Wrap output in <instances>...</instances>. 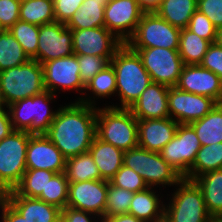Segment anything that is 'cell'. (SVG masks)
<instances>
[{"mask_svg":"<svg viewBox=\"0 0 222 222\" xmlns=\"http://www.w3.org/2000/svg\"><path fill=\"white\" fill-rule=\"evenodd\" d=\"M103 222H142L134 215L131 214H119L109 218H106Z\"/></svg>","mask_w":222,"mask_h":222,"instance_id":"681fc988","label":"cell"},{"mask_svg":"<svg viewBox=\"0 0 222 222\" xmlns=\"http://www.w3.org/2000/svg\"><path fill=\"white\" fill-rule=\"evenodd\" d=\"M210 222H222V218H213Z\"/></svg>","mask_w":222,"mask_h":222,"instance_id":"db71d44e","label":"cell"},{"mask_svg":"<svg viewBox=\"0 0 222 222\" xmlns=\"http://www.w3.org/2000/svg\"><path fill=\"white\" fill-rule=\"evenodd\" d=\"M113 57L95 55H77L80 69V78L84 84L91 80L97 73L110 64Z\"/></svg>","mask_w":222,"mask_h":222,"instance_id":"ab89813d","label":"cell"},{"mask_svg":"<svg viewBox=\"0 0 222 222\" xmlns=\"http://www.w3.org/2000/svg\"><path fill=\"white\" fill-rule=\"evenodd\" d=\"M108 184L109 181L101 179L69 182L67 207L93 213L99 222L106 209Z\"/></svg>","mask_w":222,"mask_h":222,"instance_id":"9a60e30c","label":"cell"},{"mask_svg":"<svg viewBox=\"0 0 222 222\" xmlns=\"http://www.w3.org/2000/svg\"><path fill=\"white\" fill-rule=\"evenodd\" d=\"M4 31L3 27L0 25V33Z\"/></svg>","mask_w":222,"mask_h":222,"instance_id":"11a10c76","label":"cell"},{"mask_svg":"<svg viewBox=\"0 0 222 222\" xmlns=\"http://www.w3.org/2000/svg\"><path fill=\"white\" fill-rule=\"evenodd\" d=\"M122 44L123 42L105 26L72 30V45L75 55L113 57Z\"/></svg>","mask_w":222,"mask_h":222,"instance_id":"e0dca14e","label":"cell"},{"mask_svg":"<svg viewBox=\"0 0 222 222\" xmlns=\"http://www.w3.org/2000/svg\"><path fill=\"white\" fill-rule=\"evenodd\" d=\"M42 67L44 86L47 91L54 95L57 90H76L84 94L85 84L80 78L77 55L50 60L43 63Z\"/></svg>","mask_w":222,"mask_h":222,"instance_id":"5bb4252c","label":"cell"},{"mask_svg":"<svg viewBox=\"0 0 222 222\" xmlns=\"http://www.w3.org/2000/svg\"><path fill=\"white\" fill-rule=\"evenodd\" d=\"M30 59L37 61L39 26L18 20L8 29Z\"/></svg>","mask_w":222,"mask_h":222,"instance_id":"d590c367","label":"cell"},{"mask_svg":"<svg viewBox=\"0 0 222 222\" xmlns=\"http://www.w3.org/2000/svg\"><path fill=\"white\" fill-rule=\"evenodd\" d=\"M140 55L144 68L154 83L176 86L184 67L178 50L167 48H132Z\"/></svg>","mask_w":222,"mask_h":222,"instance_id":"30bf717a","label":"cell"},{"mask_svg":"<svg viewBox=\"0 0 222 222\" xmlns=\"http://www.w3.org/2000/svg\"><path fill=\"white\" fill-rule=\"evenodd\" d=\"M95 214L76 210L70 207H65L61 210V221L60 222H94L96 219ZM92 218H94L92 220ZM100 222H103L102 220Z\"/></svg>","mask_w":222,"mask_h":222,"instance_id":"bcb514c9","label":"cell"},{"mask_svg":"<svg viewBox=\"0 0 222 222\" xmlns=\"http://www.w3.org/2000/svg\"><path fill=\"white\" fill-rule=\"evenodd\" d=\"M107 0H84L80 8L65 24L68 29L82 30L104 26V8Z\"/></svg>","mask_w":222,"mask_h":222,"instance_id":"484cf974","label":"cell"},{"mask_svg":"<svg viewBox=\"0 0 222 222\" xmlns=\"http://www.w3.org/2000/svg\"><path fill=\"white\" fill-rule=\"evenodd\" d=\"M97 107L74 102L58 108L45 136L66 159L88 152L96 137Z\"/></svg>","mask_w":222,"mask_h":222,"instance_id":"6da1fadb","label":"cell"},{"mask_svg":"<svg viewBox=\"0 0 222 222\" xmlns=\"http://www.w3.org/2000/svg\"><path fill=\"white\" fill-rule=\"evenodd\" d=\"M144 13L137 0H109L104 8V26L126 43Z\"/></svg>","mask_w":222,"mask_h":222,"instance_id":"7c38bea8","label":"cell"},{"mask_svg":"<svg viewBox=\"0 0 222 222\" xmlns=\"http://www.w3.org/2000/svg\"><path fill=\"white\" fill-rule=\"evenodd\" d=\"M217 102L207 96L179 90L176 86L169 87L168 109L170 118L178 124H190L208 114Z\"/></svg>","mask_w":222,"mask_h":222,"instance_id":"4fadbf2b","label":"cell"},{"mask_svg":"<svg viewBox=\"0 0 222 222\" xmlns=\"http://www.w3.org/2000/svg\"><path fill=\"white\" fill-rule=\"evenodd\" d=\"M110 63L116 75V94L121 101L120 107H111L130 109L152 82L150 75L144 68L140 55L126 43L116 50Z\"/></svg>","mask_w":222,"mask_h":222,"instance_id":"7a4b0ae2","label":"cell"},{"mask_svg":"<svg viewBox=\"0 0 222 222\" xmlns=\"http://www.w3.org/2000/svg\"><path fill=\"white\" fill-rule=\"evenodd\" d=\"M73 54L72 30L64 23L55 21L39 26L37 61L41 65Z\"/></svg>","mask_w":222,"mask_h":222,"instance_id":"2e32d148","label":"cell"},{"mask_svg":"<svg viewBox=\"0 0 222 222\" xmlns=\"http://www.w3.org/2000/svg\"><path fill=\"white\" fill-rule=\"evenodd\" d=\"M89 152L98 167L101 180L110 181L123 166L124 152L95 137Z\"/></svg>","mask_w":222,"mask_h":222,"instance_id":"603a6c76","label":"cell"},{"mask_svg":"<svg viewBox=\"0 0 222 222\" xmlns=\"http://www.w3.org/2000/svg\"><path fill=\"white\" fill-rule=\"evenodd\" d=\"M30 60L9 30L0 33V71L17 67Z\"/></svg>","mask_w":222,"mask_h":222,"instance_id":"836d02e7","label":"cell"},{"mask_svg":"<svg viewBox=\"0 0 222 222\" xmlns=\"http://www.w3.org/2000/svg\"><path fill=\"white\" fill-rule=\"evenodd\" d=\"M138 146L159 153L175 136L178 123L172 118L137 119Z\"/></svg>","mask_w":222,"mask_h":222,"instance_id":"ffe728a7","label":"cell"},{"mask_svg":"<svg viewBox=\"0 0 222 222\" xmlns=\"http://www.w3.org/2000/svg\"><path fill=\"white\" fill-rule=\"evenodd\" d=\"M85 90L92 92V97H79L76 102L96 107L95 96L105 98L116 93V75L112 64L110 63L103 70L97 73L91 80L85 84Z\"/></svg>","mask_w":222,"mask_h":222,"instance_id":"f1b7e54d","label":"cell"},{"mask_svg":"<svg viewBox=\"0 0 222 222\" xmlns=\"http://www.w3.org/2000/svg\"><path fill=\"white\" fill-rule=\"evenodd\" d=\"M56 96L45 90L8 105L13 130L27 131L32 135L45 134L58 111H52L49 106Z\"/></svg>","mask_w":222,"mask_h":222,"instance_id":"277c9868","label":"cell"},{"mask_svg":"<svg viewBox=\"0 0 222 222\" xmlns=\"http://www.w3.org/2000/svg\"><path fill=\"white\" fill-rule=\"evenodd\" d=\"M123 165L139 174L148 187L174 186L183 178L161 157L160 153L139 146L124 152Z\"/></svg>","mask_w":222,"mask_h":222,"instance_id":"ba28073f","label":"cell"},{"mask_svg":"<svg viewBox=\"0 0 222 222\" xmlns=\"http://www.w3.org/2000/svg\"><path fill=\"white\" fill-rule=\"evenodd\" d=\"M200 65L215 73L222 82V47L211 43Z\"/></svg>","mask_w":222,"mask_h":222,"instance_id":"7bdbcfd3","label":"cell"},{"mask_svg":"<svg viewBox=\"0 0 222 222\" xmlns=\"http://www.w3.org/2000/svg\"><path fill=\"white\" fill-rule=\"evenodd\" d=\"M6 109H0V141L6 138L12 131L10 115Z\"/></svg>","mask_w":222,"mask_h":222,"instance_id":"c3c4849f","label":"cell"},{"mask_svg":"<svg viewBox=\"0 0 222 222\" xmlns=\"http://www.w3.org/2000/svg\"><path fill=\"white\" fill-rule=\"evenodd\" d=\"M28 222H60L61 209L38 198L17 195L13 190L2 195Z\"/></svg>","mask_w":222,"mask_h":222,"instance_id":"7402d4cb","label":"cell"},{"mask_svg":"<svg viewBox=\"0 0 222 222\" xmlns=\"http://www.w3.org/2000/svg\"><path fill=\"white\" fill-rule=\"evenodd\" d=\"M196 10L197 0H162L155 13L174 27L184 29Z\"/></svg>","mask_w":222,"mask_h":222,"instance_id":"4316f807","label":"cell"},{"mask_svg":"<svg viewBox=\"0 0 222 222\" xmlns=\"http://www.w3.org/2000/svg\"><path fill=\"white\" fill-rule=\"evenodd\" d=\"M0 209V222H28L3 196H0Z\"/></svg>","mask_w":222,"mask_h":222,"instance_id":"7dc6e473","label":"cell"},{"mask_svg":"<svg viewBox=\"0 0 222 222\" xmlns=\"http://www.w3.org/2000/svg\"><path fill=\"white\" fill-rule=\"evenodd\" d=\"M169 86L151 82L139 99L130 107L137 119H165L170 117L168 109Z\"/></svg>","mask_w":222,"mask_h":222,"instance_id":"44dd1931","label":"cell"},{"mask_svg":"<svg viewBox=\"0 0 222 222\" xmlns=\"http://www.w3.org/2000/svg\"><path fill=\"white\" fill-rule=\"evenodd\" d=\"M112 185L136 193L145 190L148 186L143 178L131 168L123 165L109 181Z\"/></svg>","mask_w":222,"mask_h":222,"instance_id":"f35d334b","label":"cell"},{"mask_svg":"<svg viewBox=\"0 0 222 222\" xmlns=\"http://www.w3.org/2000/svg\"><path fill=\"white\" fill-rule=\"evenodd\" d=\"M215 43L222 47V28L217 29V34H216V39H215Z\"/></svg>","mask_w":222,"mask_h":222,"instance_id":"816d5d0a","label":"cell"},{"mask_svg":"<svg viewBox=\"0 0 222 222\" xmlns=\"http://www.w3.org/2000/svg\"><path fill=\"white\" fill-rule=\"evenodd\" d=\"M201 146L222 142V107L219 103L203 118L189 124Z\"/></svg>","mask_w":222,"mask_h":222,"instance_id":"83f0119b","label":"cell"},{"mask_svg":"<svg viewBox=\"0 0 222 222\" xmlns=\"http://www.w3.org/2000/svg\"><path fill=\"white\" fill-rule=\"evenodd\" d=\"M133 196V192L116 187L109 182L106 197V209L104 217L101 220L104 221L106 218L128 213Z\"/></svg>","mask_w":222,"mask_h":222,"instance_id":"74e56055","label":"cell"},{"mask_svg":"<svg viewBox=\"0 0 222 222\" xmlns=\"http://www.w3.org/2000/svg\"><path fill=\"white\" fill-rule=\"evenodd\" d=\"M200 147L194 129L189 124H178L175 136L159 153L184 178L189 173Z\"/></svg>","mask_w":222,"mask_h":222,"instance_id":"8fae6325","label":"cell"},{"mask_svg":"<svg viewBox=\"0 0 222 222\" xmlns=\"http://www.w3.org/2000/svg\"><path fill=\"white\" fill-rule=\"evenodd\" d=\"M201 188L207 211L222 218V169L208 171L194 179Z\"/></svg>","mask_w":222,"mask_h":222,"instance_id":"d4e9b609","label":"cell"},{"mask_svg":"<svg viewBox=\"0 0 222 222\" xmlns=\"http://www.w3.org/2000/svg\"><path fill=\"white\" fill-rule=\"evenodd\" d=\"M172 199L164 205V222H210L201 188L194 180L182 178Z\"/></svg>","mask_w":222,"mask_h":222,"instance_id":"5b68a950","label":"cell"},{"mask_svg":"<svg viewBox=\"0 0 222 222\" xmlns=\"http://www.w3.org/2000/svg\"><path fill=\"white\" fill-rule=\"evenodd\" d=\"M181 29L158 16L155 12H145L134 34L126 44L130 48L179 49Z\"/></svg>","mask_w":222,"mask_h":222,"instance_id":"9c48e42d","label":"cell"},{"mask_svg":"<svg viewBox=\"0 0 222 222\" xmlns=\"http://www.w3.org/2000/svg\"><path fill=\"white\" fill-rule=\"evenodd\" d=\"M137 118L130 109L97 108L96 137L123 152L138 147Z\"/></svg>","mask_w":222,"mask_h":222,"instance_id":"3957f363","label":"cell"},{"mask_svg":"<svg viewBox=\"0 0 222 222\" xmlns=\"http://www.w3.org/2000/svg\"><path fill=\"white\" fill-rule=\"evenodd\" d=\"M222 169V142L201 146L189 173L184 177L194 180L212 170Z\"/></svg>","mask_w":222,"mask_h":222,"instance_id":"f546056e","label":"cell"},{"mask_svg":"<svg viewBox=\"0 0 222 222\" xmlns=\"http://www.w3.org/2000/svg\"><path fill=\"white\" fill-rule=\"evenodd\" d=\"M176 87L185 92L210 97L217 103L222 97L220 78L200 64L184 65Z\"/></svg>","mask_w":222,"mask_h":222,"instance_id":"d6986e66","label":"cell"},{"mask_svg":"<svg viewBox=\"0 0 222 222\" xmlns=\"http://www.w3.org/2000/svg\"><path fill=\"white\" fill-rule=\"evenodd\" d=\"M55 173L43 169H26L19 184L13 191L20 196L37 198L45 192L48 181Z\"/></svg>","mask_w":222,"mask_h":222,"instance_id":"e575fe53","label":"cell"},{"mask_svg":"<svg viewBox=\"0 0 222 222\" xmlns=\"http://www.w3.org/2000/svg\"><path fill=\"white\" fill-rule=\"evenodd\" d=\"M20 3V0H0V25L4 30H8L20 20Z\"/></svg>","mask_w":222,"mask_h":222,"instance_id":"b9f144b4","label":"cell"},{"mask_svg":"<svg viewBox=\"0 0 222 222\" xmlns=\"http://www.w3.org/2000/svg\"><path fill=\"white\" fill-rule=\"evenodd\" d=\"M147 187L145 190L134 193L128 214L134 215L142 222H164V205L159 194Z\"/></svg>","mask_w":222,"mask_h":222,"instance_id":"cb8c5ba5","label":"cell"},{"mask_svg":"<svg viewBox=\"0 0 222 222\" xmlns=\"http://www.w3.org/2000/svg\"><path fill=\"white\" fill-rule=\"evenodd\" d=\"M20 20L41 26L55 22L53 0H27L20 3Z\"/></svg>","mask_w":222,"mask_h":222,"instance_id":"d6a6232c","label":"cell"},{"mask_svg":"<svg viewBox=\"0 0 222 222\" xmlns=\"http://www.w3.org/2000/svg\"><path fill=\"white\" fill-rule=\"evenodd\" d=\"M187 28L210 43H215L217 28L199 10L193 13Z\"/></svg>","mask_w":222,"mask_h":222,"instance_id":"60d3db41","label":"cell"},{"mask_svg":"<svg viewBox=\"0 0 222 222\" xmlns=\"http://www.w3.org/2000/svg\"><path fill=\"white\" fill-rule=\"evenodd\" d=\"M0 85L8 105L45 91L42 65L33 59L27 63L0 71Z\"/></svg>","mask_w":222,"mask_h":222,"instance_id":"8992f818","label":"cell"},{"mask_svg":"<svg viewBox=\"0 0 222 222\" xmlns=\"http://www.w3.org/2000/svg\"><path fill=\"white\" fill-rule=\"evenodd\" d=\"M5 106L7 108V104L4 101L2 91H1V85H0V109H4Z\"/></svg>","mask_w":222,"mask_h":222,"instance_id":"f5cc1de1","label":"cell"},{"mask_svg":"<svg viewBox=\"0 0 222 222\" xmlns=\"http://www.w3.org/2000/svg\"><path fill=\"white\" fill-rule=\"evenodd\" d=\"M32 134L13 130L0 141V196L13 190L26 171V150Z\"/></svg>","mask_w":222,"mask_h":222,"instance_id":"52a82bcc","label":"cell"},{"mask_svg":"<svg viewBox=\"0 0 222 222\" xmlns=\"http://www.w3.org/2000/svg\"><path fill=\"white\" fill-rule=\"evenodd\" d=\"M65 166L66 158L45 134L30 136L26 150L27 169H43L54 173H63Z\"/></svg>","mask_w":222,"mask_h":222,"instance_id":"ac0fdd59","label":"cell"},{"mask_svg":"<svg viewBox=\"0 0 222 222\" xmlns=\"http://www.w3.org/2000/svg\"><path fill=\"white\" fill-rule=\"evenodd\" d=\"M64 173L69 182L101 179L98 167L89 151L66 159Z\"/></svg>","mask_w":222,"mask_h":222,"instance_id":"4dcf8cb0","label":"cell"},{"mask_svg":"<svg viewBox=\"0 0 222 222\" xmlns=\"http://www.w3.org/2000/svg\"><path fill=\"white\" fill-rule=\"evenodd\" d=\"M197 10L202 12L217 28H222V0H197Z\"/></svg>","mask_w":222,"mask_h":222,"instance_id":"ee69618b","label":"cell"},{"mask_svg":"<svg viewBox=\"0 0 222 222\" xmlns=\"http://www.w3.org/2000/svg\"><path fill=\"white\" fill-rule=\"evenodd\" d=\"M69 181L65 173H55L48 181L45 192H42L37 198L52 204L59 209H64L68 201Z\"/></svg>","mask_w":222,"mask_h":222,"instance_id":"8d00e7d4","label":"cell"},{"mask_svg":"<svg viewBox=\"0 0 222 222\" xmlns=\"http://www.w3.org/2000/svg\"><path fill=\"white\" fill-rule=\"evenodd\" d=\"M219 104L221 105V107H222V97H221V100L219 101Z\"/></svg>","mask_w":222,"mask_h":222,"instance_id":"9f6ffc18","label":"cell"},{"mask_svg":"<svg viewBox=\"0 0 222 222\" xmlns=\"http://www.w3.org/2000/svg\"><path fill=\"white\" fill-rule=\"evenodd\" d=\"M84 0H53L55 21L66 24Z\"/></svg>","mask_w":222,"mask_h":222,"instance_id":"f6af8a7d","label":"cell"},{"mask_svg":"<svg viewBox=\"0 0 222 222\" xmlns=\"http://www.w3.org/2000/svg\"><path fill=\"white\" fill-rule=\"evenodd\" d=\"M210 44L188 28L181 29L178 51L184 65L200 64Z\"/></svg>","mask_w":222,"mask_h":222,"instance_id":"1f68e13d","label":"cell"},{"mask_svg":"<svg viewBox=\"0 0 222 222\" xmlns=\"http://www.w3.org/2000/svg\"><path fill=\"white\" fill-rule=\"evenodd\" d=\"M137 2L145 12H155L162 0H137Z\"/></svg>","mask_w":222,"mask_h":222,"instance_id":"f907efd6","label":"cell"}]
</instances>
